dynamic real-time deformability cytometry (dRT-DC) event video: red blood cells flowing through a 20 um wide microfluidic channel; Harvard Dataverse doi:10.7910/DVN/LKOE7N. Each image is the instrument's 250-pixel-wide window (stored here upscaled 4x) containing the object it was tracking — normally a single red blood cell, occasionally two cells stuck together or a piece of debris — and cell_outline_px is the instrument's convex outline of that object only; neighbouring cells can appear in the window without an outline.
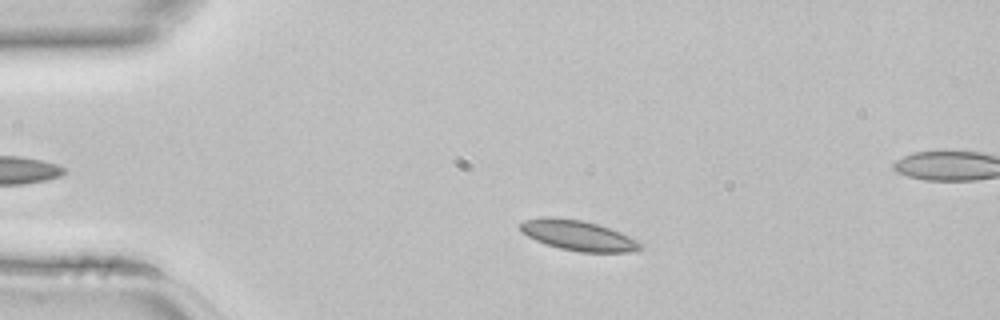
{"species": "common noctule bat (a hibernating species)", "species_latin": "Nyctalus noctula", "temperature_condition": "room temperature", "stored_images_in_passage": 43, "camera_frame_rate_fps": 3000, "um_per_image_px": 0.085, "animal": {"sex": "female", "body_mass_g": 22.7, "forearm_length_mm": 54.2}, "frame": {"image": 1, "passage_image": 7, "time_ms": 2.0, "image_size_px": [1000, 320], "cell_outline_px": [[644, 248], [632, 252], [580, 252], [560, 248], [536, 240], [520, 232], [516, 224], [524, 220], [544, 216], [552, 216], [584, 220], [608, 228], [628, 236], [644, 244]], "centroid_in_image_um": [49.09, 20.0], "position_along_channel_um": 35.9, "area_um2": 21.33}}
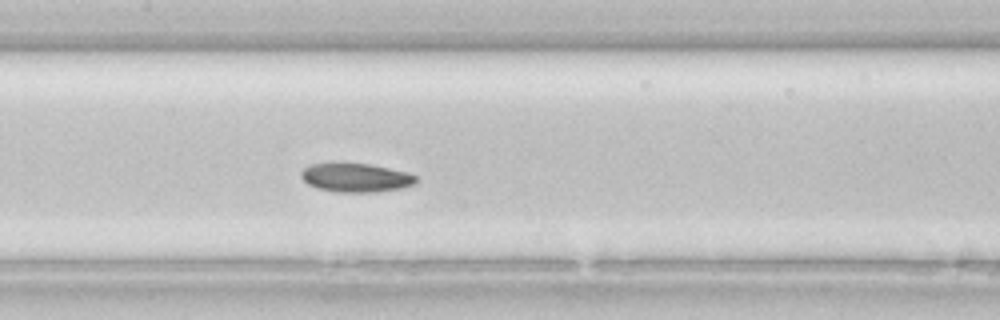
{"frame": {"image": 2, "passage_image": 19, "time_ms": 6.0, "image_size_px": [1000, 320], "cell_outline_px": [[420, 180], [416, 184], [404, 188], [376, 192], [336, 192], [316, 188], [308, 184], [300, 176], [300, 172], [308, 164], [328, 160], [332, 160], [372, 164], [408, 172], [416, 176]], "centroid_in_image_um": [30.22, 15.05], "position_along_channel_um": 177.2, "area_um2": 20.46}}